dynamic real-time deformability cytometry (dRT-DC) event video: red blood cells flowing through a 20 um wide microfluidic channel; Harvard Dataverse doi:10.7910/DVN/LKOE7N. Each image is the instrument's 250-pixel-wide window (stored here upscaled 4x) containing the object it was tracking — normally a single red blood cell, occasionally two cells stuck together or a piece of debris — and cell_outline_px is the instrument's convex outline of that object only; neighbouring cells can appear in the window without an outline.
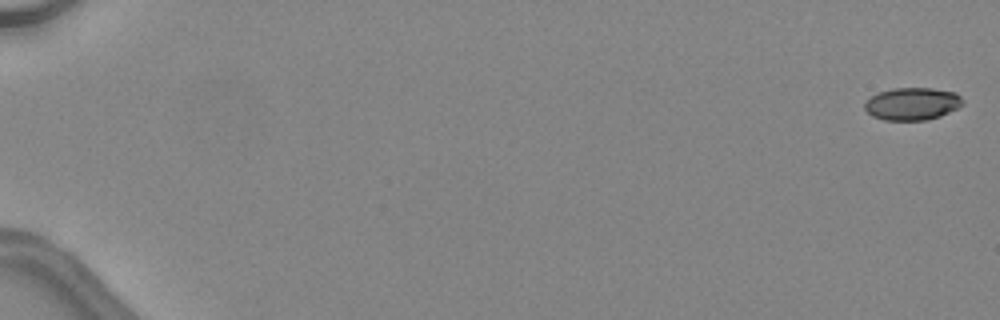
{"species": "common noctule bat (a hibernating species)", "species_latin": "Nyctalus noctula", "temperature_condition": "warm", "stored_images_in_passage": 47, "camera_frame_rate_fps": 3000, "um_per_image_px": 0.085, "animal": {"sex": "female", "body_mass_g": 24.6, "forearm_length_mm": 56.2}, "frame": {"image": 1, "passage_image": 1, "time_ms": 0.0, "image_size_px": [1000, 320], "cell_outline_px": [[964, 104], [940, 116], [928, 120], [884, 120], [872, 116], [864, 108], [864, 100], [876, 92], [892, 88], [932, 88], [956, 92], [964, 100]], "centroid_in_image_um": [77.51, 8.81], "position_along_channel_um": 7.5, "area_um2": 18.84}}
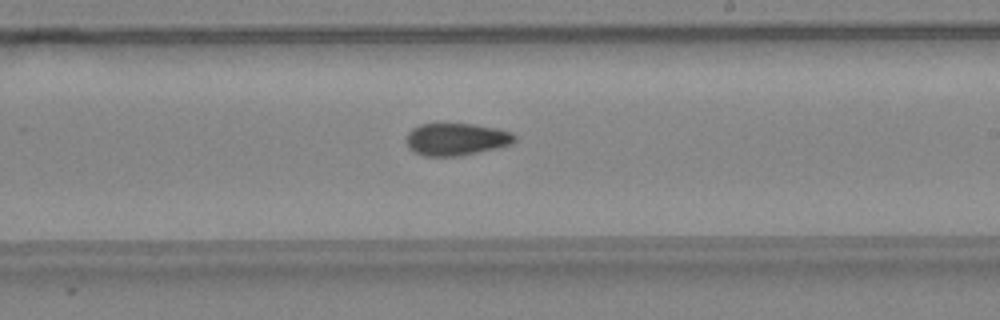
{"frame": {"image": 2, "passage_image": 31, "time_ms": 10.0, "image_size_px": [1000, 320], "cell_outline_px": [[516, 140], [512, 144], [496, 148], [460, 156], [424, 156], [412, 152], [408, 148], [404, 140], [408, 132], [412, 128], [420, 124], [472, 124], [496, 128], [512, 132], [516, 136]], "centroid_in_image_um": [38.74, 11.84], "position_along_channel_um": 250.3, "area_um2": 20.63}}
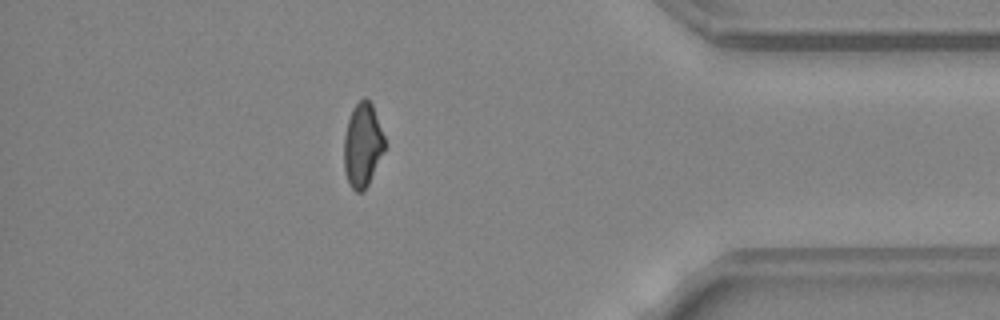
{"frame": {"image": 3, "passage_image": 43, "time_ms": 14.0, "image_size_px": [1000, 320], "cell_outline_px": [[388, 144], [368, 184], [360, 192], [356, 192], [352, 188], [348, 180], [344, 168], [344, 136], [348, 120], [352, 108], [364, 96], [372, 104]], "centroid_in_image_um": [30.84, 12.3], "position_along_channel_um": 404.4, "area_um2": 20.0}}